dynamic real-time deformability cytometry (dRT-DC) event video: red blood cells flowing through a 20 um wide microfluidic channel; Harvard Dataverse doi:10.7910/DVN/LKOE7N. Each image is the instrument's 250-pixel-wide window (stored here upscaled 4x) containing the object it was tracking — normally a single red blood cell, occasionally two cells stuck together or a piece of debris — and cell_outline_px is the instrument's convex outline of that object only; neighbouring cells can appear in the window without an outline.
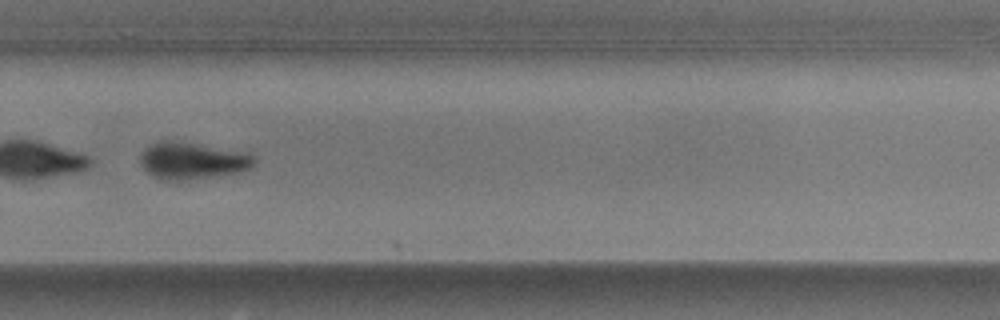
{"species": "common noctule bat (a hibernating species)", "species_latin": "Nyctalus noctula", "temperature_condition": "warm", "stored_images_in_passage": 53, "camera_frame_rate_fps": 3000, "um_per_image_px": 0.085, "animal": {"sex": "male", "body_mass_g": 17.9}, "frame": {"image": 1, "passage_image": 36, "time_ms": 11.667, "image_size_px": [1000, 320], "cell_outline_px": [[256, 160], [248, 168], [240, 172], [184, 180], [164, 180], [152, 176], [140, 164], [140, 156], [152, 144], [160, 140], [164, 140], [196, 144], [244, 152], [256, 156]], "centroid_in_image_um": [16.33, 13.67], "position_along_channel_um": 313.5, "area_um2": 23.93}, "authors_computed_cell_mechanics": {"area_um2": 27.166, "velocity_mm_per_s": 3.6175, "shape_relaxation_time_tau1_ms": 2.7557, "shape_relaxation_time_tau2_ms": null, "deformation_change_tau1": 0.1884, "deformation_change_tau2": null}}